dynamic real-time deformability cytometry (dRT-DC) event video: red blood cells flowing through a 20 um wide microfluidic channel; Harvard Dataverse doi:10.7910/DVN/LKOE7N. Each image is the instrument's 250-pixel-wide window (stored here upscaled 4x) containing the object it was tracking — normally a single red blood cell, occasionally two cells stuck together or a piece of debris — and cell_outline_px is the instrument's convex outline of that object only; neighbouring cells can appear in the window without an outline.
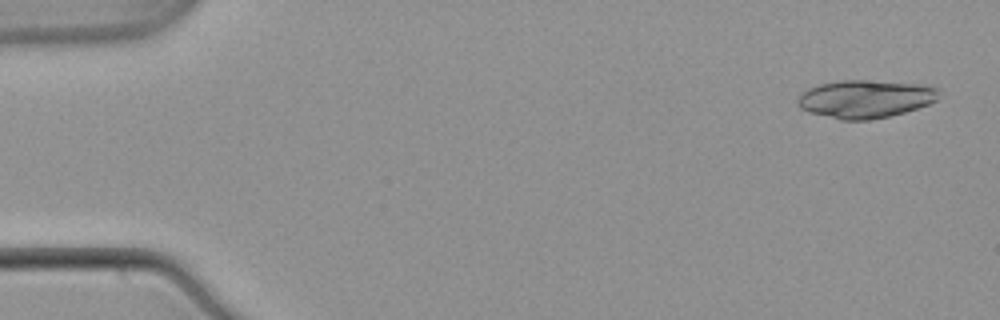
{"species": "common noctule bat (a hibernating species)", "species_latin": "Nyctalus noctula", "temperature_condition": "warm", "stored_images_in_passage": 52, "segment_of_instrument_passage": [1, 2], "camera_frame_rate_fps": 3000, "um_per_image_px": 0.085, "animal": {"sex": "male", "body_mass_g": 21.5, "forearm_length_mm": 52.0}, "frame": {"image": 1, "passage_image": 2, "time_ms": 0.333, "image_size_px": [1000, 320], "cell_outline_px": [[940, 88], [936, 100], [928, 104], [904, 112], [872, 120], [840, 120], [808, 112], [800, 108], [796, 100], [808, 88], [820, 84], [840, 80], [864, 80], [920, 84]], "centroid_in_image_um": [73.53, 8.41], "position_along_channel_um": 11.5, "area_um2": 31.15}}
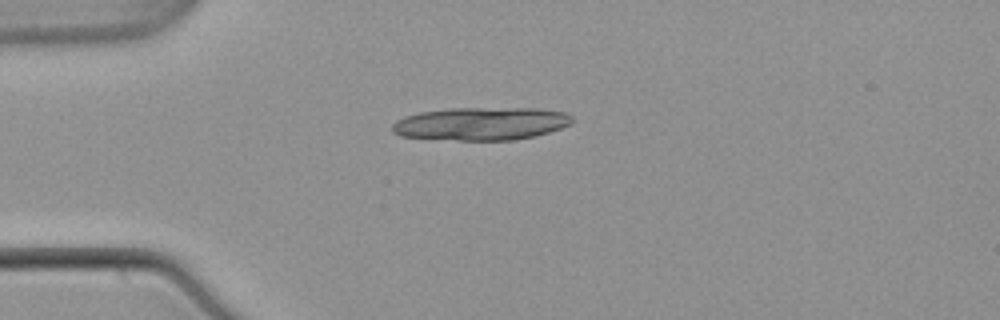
{"frame": {"image": 2, "passage_image": 13, "time_ms": 4.0, "image_size_px": [1000, 320], "cell_outline_px": [[576, 120], [572, 124], [536, 136], [516, 140], [460, 140], [400, 136], [392, 132], [392, 124], [396, 120], [404, 116], [420, 112], [448, 108], [536, 108], [564, 112], [572, 116]], "centroid_in_image_um": [40.92, 10.51], "position_along_channel_um": 44.1, "area_um2": 34.8}}